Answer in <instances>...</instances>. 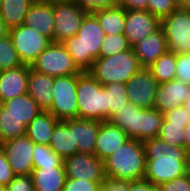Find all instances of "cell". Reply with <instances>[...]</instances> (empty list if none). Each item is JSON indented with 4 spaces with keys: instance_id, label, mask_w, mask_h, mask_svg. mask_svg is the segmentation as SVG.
I'll return each mask as SVG.
<instances>
[{
    "instance_id": "obj_29",
    "label": "cell",
    "mask_w": 190,
    "mask_h": 191,
    "mask_svg": "<svg viewBox=\"0 0 190 191\" xmlns=\"http://www.w3.org/2000/svg\"><path fill=\"white\" fill-rule=\"evenodd\" d=\"M177 54L168 50L147 69L159 84L175 79Z\"/></svg>"
},
{
    "instance_id": "obj_19",
    "label": "cell",
    "mask_w": 190,
    "mask_h": 191,
    "mask_svg": "<svg viewBox=\"0 0 190 191\" xmlns=\"http://www.w3.org/2000/svg\"><path fill=\"white\" fill-rule=\"evenodd\" d=\"M128 140H130L128 134L119 127L109 121L100 122L96 138L95 155L104 161Z\"/></svg>"
},
{
    "instance_id": "obj_39",
    "label": "cell",
    "mask_w": 190,
    "mask_h": 191,
    "mask_svg": "<svg viewBox=\"0 0 190 191\" xmlns=\"http://www.w3.org/2000/svg\"><path fill=\"white\" fill-rule=\"evenodd\" d=\"M160 191H190V172L158 185Z\"/></svg>"
},
{
    "instance_id": "obj_26",
    "label": "cell",
    "mask_w": 190,
    "mask_h": 191,
    "mask_svg": "<svg viewBox=\"0 0 190 191\" xmlns=\"http://www.w3.org/2000/svg\"><path fill=\"white\" fill-rule=\"evenodd\" d=\"M59 120L49 111H42L26 127V135L36 144L49 146L51 135Z\"/></svg>"
},
{
    "instance_id": "obj_31",
    "label": "cell",
    "mask_w": 190,
    "mask_h": 191,
    "mask_svg": "<svg viewBox=\"0 0 190 191\" xmlns=\"http://www.w3.org/2000/svg\"><path fill=\"white\" fill-rule=\"evenodd\" d=\"M64 166L63 159L50 146L34 143L33 168Z\"/></svg>"
},
{
    "instance_id": "obj_15",
    "label": "cell",
    "mask_w": 190,
    "mask_h": 191,
    "mask_svg": "<svg viewBox=\"0 0 190 191\" xmlns=\"http://www.w3.org/2000/svg\"><path fill=\"white\" fill-rule=\"evenodd\" d=\"M161 27V20L148 11L126 10L125 29L123 35L132 47Z\"/></svg>"
},
{
    "instance_id": "obj_25",
    "label": "cell",
    "mask_w": 190,
    "mask_h": 191,
    "mask_svg": "<svg viewBox=\"0 0 190 191\" xmlns=\"http://www.w3.org/2000/svg\"><path fill=\"white\" fill-rule=\"evenodd\" d=\"M99 123L98 120L74 118V144H77L78 153L95 154Z\"/></svg>"
},
{
    "instance_id": "obj_44",
    "label": "cell",
    "mask_w": 190,
    "mask_h": 191,
    "mask_svg": "<svg viewBox=\"0 0 190 191\" xmlns=\"http://www.w3.org/2000/svg\"><path fill=\"white\" fill-rule=\"evenodd\" d=\"M102 188L104 191H129V181L106 178Z\"/></svg>"
},
{
    "instance_id": "obj_1",
    "label": "cell",
    "mask_w": 190,
    "mask_h": 191,
    "mask_svg": "<svg viewBox=\"0 0 190 191\" xmlns=\"http://www.w3.org/2000/svg\"><path fill=\"white\" fill-rule=\"evenodd\" d=\"M146 168L143 179L155 185L171 181L188 172L189 152L184 147H175L159 139L143 141Z\"/></svg>"
},
{
    "instance_id": "obj_46",
    "label": "cell",
    "mask_w": 190,
    "mask_h": 191,
    "mask_svg": "<svg viewBox=\"0 0 190 191\" xmlns=\"http://www.w3.org/2000/svg\"><path fill=\"white\" fill-rule=\"evenodd\" d=\"M129 191H160L158 185L145 179L129 182Z\"/></svg>"
},
{
    "instance_id": "obj_9",
    "label": "cell",
    "mask_w": 190,
    "mask_h": 191,
    "mask_svg": "<svg viewBox=\"0 0 190 191\" xmlns=\"http://www.w3.org/2000/svg\"><path fill=\"white\" fill-rule=\"evenodd\" d=\"M88 13L74 0H54V43L76 35Z\"/></svg>"
},
{
    "instance_id": "obj_20",
    "label": "cell",
    "mask_w": 190,
    "mask_h": 191,
    "mask_svg": "<svg viewBox=\"0 0 190 191\" xmlns=\"http://www.w3.org/2000/svg\"><path fill=\"white\" fill-rule=\"evenodd\" d=\"M29 66L22 65L0 72V103L27 94Z\"/></svg>"
},
{
    "instance_id": "obj_34",
    "label": "cell",
    "mask_w": 190,
    "mask_h": 191,
    "mask_svg": "<svg viewBox=\"0 0 190 191\" xmlns=\"http://www.w3.org/2000/svg\"><path fill=\"white\" fill-rule=\"evenodd\" d=\"M130 47L127 38L123 34H106L100 48L99 58L119 54L128 50Z\"/></svg>"
},
{
    "instance_id": "obj_5",
    "label": "cell",
    "mask_w": 190,
    "mask_h": 191,
    "mask_svg": "<svg viewBox=\"0 0 190 191\" xmlns=\"http://www.w3.org/2000/svg\"><path fill=\"white\" fill-rule=\"evenodd\" d=\"M142 68L130 47L119 54L95 59L88 72L102 85L115 82L126 84Z\"/></svg>"
},
{
    "instance_id": "obj_30",
    "label": "cell",
    "mask_w": 190,
    "mask_h": 191,
    "mask_svg": "<svg viewBox=\"0 0 190 191\" xmlns=\"http://www.w3.org/2000/svg\"><path fill=\"white\" fill-rule=\"evenodd\" d=\"M107 91V121L129 102L126 93V84L108 83L103 85Z\"/></svg>"
},
{
    "instance_id": "obj_32",
    "label": "cell",
    "mask_w": 190,
    "mask_h": 191,
    "mask_svg": "<svg viewBox=\"0 0 190 191\" xmlns=\"http://www.w3.org/2000/svg\"><path fill=\"white\" fill-rule=\"evenodd\" d=\"M26 125L14 116H0V139L5 142L26 135Z\"/></svg>"
},
{
    "instance_id": "obj_24",
    "label": "cell",
    "mask_w": 190,
    "mask_h": 191,
    "mask_svg": "<svg viewBox=\"0 0 190 191\" xmlns=\"http://www.w3.org/2000/svg\"><path fill=\"white\" fill-rule=\"evenodd\" d=\"M31 176L35 191H63L66 179L64 166L33 168Z\"/></svg>"
},
{
    "instance_id": "obj_35",
    "label": "cell",
    "mask_w": 190,
    "mask_h": 191,
    "mask_svg": "<svg viewBox=\"0 0 190 191\" xmlns=\"http://www.w3.org/2000/svg\"><path fill=\"white\" fill-rule=\"evenodd\" d=\"M187 124H171L163 121L158 138L165 143L175 146L184 147V127Z\"/></svg>"
},
{
    "instance_id": "obj_6",
    "label": "cell",
    "mask_w": 190,
    "mask_h": 191,
    "mask_svg": "<svg viewBox=\"0 0 190 191\" xmlns=\"http://www.w3.org/2000/svg\"><path fill=\"white\" fill-rule=\"evenodd\" d=\"M78 118L107 121V91L88 71L77 74Z\"/></svg>"
},
{
    "instance_id": "obj_53",
    "label": "cell",
    "mask_w": 190,
    "mask_h": 191,
    "mask_svg": "<svg viewBox=\"0 0 190 191\" xmlns=\"http://www.w3.org/2000/svg\"><path fill=\"white\" fill-rule=\"evenodd\" d=\"M2 148H3V142L0 139V150H2Z\"/></svg>"
},
{
    "instance_id": "obj_37",
    "label": "cell",
    "mask_w": 190,
    "mask_h": 191,
    "mask_svg": "<svg viewBox=\"0 0 190 191\" xmlns=\"http://www.w3.org/2000/svg\"><path fill=\"white\" fill-rule=\"evenodd\" d=\"M175 79L190 85V53L177 54Z\"/></svg>"
},
{
    "instance_id": "obj_27",
    "label": "cell",
    "mask_w": 190,
    "mask_h": 191,
    "mask_svg": "<svg viewBox=\"0 0 190 191\" xmlns=\"http://www.w3.org/2000/svg\"><path fill=\"white\" fill-rule=\"evenodd\" d=\"M98 20L105 35L123 34L126 10L119 6L101 8L91 12Z\"/></svg>"
},
{
    "instance_id": "obj_38",
    "label": "cell",
    "mask_w": 190,
    "mask_h": 191,
    "mask_svg": "<svg viewBox=\"0 0 190 191\" xmlns=\"http://www.w3.org/2000/svg\"><path fill=\"white\" fill-rule=\"evenodd\" d=\"M103 182H89L81 179L66 178L63 191H98Z\"/></svg>"
},
{
    "instance_id": "obj_42",
    "label": "cell",
    "mask_w": 190,
    "mask_h": 191,
    "mask_svg": "<svg viewBox=\"0 0 190 191\" xmlns=\"http://www.w3.org/2000/svg\"><path fill=\"white\" fill-rule=\"evenodd\" d=\"M164 120L171 124H188L190 115L183 106L173 108L170 111L163 113Z\"/></svg>"
},
{
    "instance_id": "obj_45",
    "label": "cell",
    "mask_w": 190,
    "mask_h": 191,
    "mask_svg": "<svg viewBox=\"0 0 190 191\" xmlns=\"http://www.w3.org/2000/svg\"><path fill=\"white\" fill-rule=\"evenodd\" d=\"M116 6L125 10L147 11V0H116Z\"/></svg>"
},
{
    "instance_id": "obj_8",
    "label": "cell",
    "mask_w": 190,
    "mask_h": 191,
    "mask_svg": "<svg viewBox=\"0 0 190 191\" xmlns=\"http://www.w3.org/2000/svg\"><path fill=\"white\" fill-rule=\"evenodd\" d=\"M77 74L54 77L53 103L48 110L58 120L78 118Z\"/></svg>"
},
{
    "instance_id": "obj_3",
    "label": "cell",
    "mask_w": 190,
    "mask_h": 191,
    "mask_svg": "<svg viewBox=\"0 0 190 191\" xmlns=\"http://www.w3.org/2000/svg\"><path fill=\"white\" fill-rule=\"evenodd\" d=\"M163 121V113L157 109L140 108L130 102L109 119V122L126 132L130 139L142 142L158 137Z\"/></svg>"
},
{
    "instance_id": "obj_2",
    "label": "cell",
    "mask_w": 190,
    "mask_h": 191,
    "mask_svg": "<svg viewBox=\"0 0 190 191\" xmlns=\"http://www.w3.org/2000/svg\"><path fill=\"white\" fill-rule=\"evenodd\" d=\"M104 36V30L97 18L89 12L84 17L77 34L66 39L62 44L66 47L77 66L84 72L88 71L95 59L99 58Z\"/></svg>"
},
{
    "instance_id": "obj_10",
    "label": "cell",
    "mask_w": 190,
    "mask_h": 191,
    "mask_svg": "<svg viewBox=\"0 0 190 191\" xmlns=\"http://www.w3.org/2000/svg\"><path fill=\"white\" fill-rule=\"evenodd\" d=\"M9 37L22 64L28 66L53 43L49 37L23 24L9 29Z\"/></svg>"
},
{
    "instance_id": "obj_51",
    "label": "cell",
    "mask_w": 190,
    "mask_h": 191,
    "mask_svg": "<svg viewBox=\"0 0 190 191\" xmlns=\"http://www.w3.org/2000/svg\"><path fill=\"white\" fill-rule=\"evenodd\" d=\"M188 171L190 172V151H189V155H188Z\"/></svg>"
},
{
    "instance_id": "obj_36",
    "label": "cell",
    "mask_w": 190,
    "mask_h": 191,
    "mask_svg": "<svg viewBox=\"0 0 190 191\" xmlns=\"http://www.w3.org/2000/svg\"><path fill=\"white\" fill-rule=\"evenodd\" d=\"M178 7L177 0H147V11L162 20Z\"/></svg>"
},
{
    "instance_id": "obj_12",
    "label": "cell",
    "mask_w": 190,
    "mask_h": 191,
    "mask_svg": "<svg viewBox=\"0 0 190 191\" xmlns=\"http://www.w3.org/2000/svg\"><path fill=\"white\" fill-rule=\"evenodd\" d=\"M66 178L104 182V161L95 154L76 153L63 160Z\"/></svg>"
},
{
    "instance_id": "obj_50",
    "label": "cell",
    "mask_w": 190,
    "mask_h": 191,
    "mask_svg": "<svg viewBox=\"0 0 190 191\" xmlns=\"http://www.w3.org/2000/svg\"><path fill=\"white\" fill-rule=\"evenodd\" d=\"M183 107L186 109V111L190 115V93H189L188 97L186 98V100L184 101Z\"/></svg>"
},
{
    "instance_id": "obj_14",
    "label": "cell",
    "mask_w": 190,
    "mask_h": 191,
    "mask_svg": "<svg viewBox=\"0 0 190 191\" xmlns=\"http://www.w3.org/2000/svg\"><path fill=\"white\" fill-rule=\"evenodd\" d=\"M2 149L16 175L32 173L34 142L27 135L3 142Z\"/></svg>"
},
{
    "instance_id": "obj_21",
    "label": "cell",
    "mask_w": 190,
    "mask_h": 191,
    "mask_svg": "<svg viewBox=\"0 0 190 191\" xmlns=\"http://www.w3.org/2000/svg\"><path fill=\"white\" fill-rule=\"evenodd\" d=\"M53 83V76L37 72L29 66L27 93L43 111H48L53 103Z\"/></svg>"
},
{
    "instance_id": "obj_40",
    "label": "cell",
    "mask_w": 190,
    "mask_h": 191,
    "mask_svg": "<svg viewBox=\"0 0 190 191\" xmlns=\"http://www.w3.org/2000/svg\"><path fill=\"white\" fill-rule=\"evenodd\" d=\"M6 191H35L31 174L16 175L6 186Z\"/></svg>"
},
{
    "instance_id": "obj_49",
    "label": "cell",
    "mask_w": 190,
    "mask_h": 191,
    "mask_svg": "<svg viewBox=\"0 0 190 191\" xmlns=\"http://www.w3.org/2000/svg\"><path fill=\"white\" fill-rule=\"evenodd\" d=\"M178 7L190 10V0H180Z\"/></svg>"
},
{
    "instance_id": "obj_16",
    "label": "cell",
    "mask_w": 190,
    "mask_h": 191,
    "mask_svg": "<svg viewBox=\"0 0 190 191\" xmlns=\"http://www.w3.org/2000/svg\"><path fill=\"white\" fill-rule=\"evenodd\" d=\"M23 25L36 29L54 42V0H35L25 15Z\"/></svg>"
},
{
    "instance_id": "obj_7",
    "label": "cell",
    "mask_w": 190,
    "mask_h": 191,
    "mask_svg": "<svg viewBox=\"0 0 190 191\" xmlns=\"http://www.w3.org/2000/svg\"><path fill=\"white\" fill-rule=\"evenodd\" d=\"M30 68L53 77L81 74L83 71L62 43H52L30 65Z\"/></svg>"
},
{
    "instance_id": "obj_11",
    "label": "cell",
    "mask_w": 190,
    "mask_h": 191,
    "mask_svg": "<svg viewBox=\"0 0 190 191\" xmlns=\"http://www.w3.org/2000/svg\"><path fill=\"white\" fill-rule=\"evenodd\" d=\"M161 27L170 51L190 53V10L177 7L161 20Z\"/></svg>"
},
{
    "instance_id": "obj_28",
    "label": "cell",
    "mask_w": 190,
    "mask_h": 191,
    "mask_svg": "<svg viewBox=\"0 0 190 191\" xmlns=\"http://www.w3.org/2000/svg\"><path fill=\"white\" fill-rule=\"evenodd\" d=\"M35 0H2L0 17L11 29L23 24L25 15Z\"/></svg>"
},
{
    "instance_id": "obj_4",
    "label": "cell",
    "mask_w": 190,
    "mask_h": 191,
    "mask_svg": "<svg viewBox=\"0 0 190 191\" xmlns=\"http://www.w3.org/2000/svg\"><path fill=\"white\" fill-rule=\"evenodd\" d=\"M146 162L143 142L130 139L104 160L106 178L129 182L141 180L145 174Z\"/></svg>"
},
{
    "instance_id": "obj_41",
    "label": "cell",
    "mask_w": 190,
    "mask_h": 191,
    "mask_svg": "<svg viewBox=\"0 0 190 191\" xmlns=\"http://www.w3.org/2000/svg\"><path fill=\"white\" fill-rule=\"evenodd\" d=\"M12 167L10 166L6 153L4 150H0V185L7 186L14 178Z\"/></svg>"
},
{
    "instance_id": "obj_13",
    "label": "cell",
    "mask_w": 190,
    "mask_h": 191,
    "mask_svg": "<svg viewBox=\"0 0 190 191\" xmlns=\"http://www.w3.org/2000/svg\"><path fill=\"white\" fill-rule=\"evenodd\" d=\"M159 83L147 68H142L126 82L128 101L145 109L154 107Z\"/></svg>"
},
{
    "instance_id": "obj_52",
    "label": "cell",
    "mask_w": 190,
    "mask_h": 191,
    "mask_svg": "<svg viewBox=\"0 0 190 191\" xmlns=\"http://www.w3.org/2000/svg\"><path fill=\"white\" fill-rule=\"evenodd\" d=\"M0 191H6V186L0 185Z\"/></svg>"
},
{
    "instance_id": "obj_17",
    "label": "cell",
    "mask_w": 190,
    "mask_h": 191,
    "mask_svg": "<svg viewBox=\"0 0 190 191\" xmlns=\"http://www.w3.org/2000/svg\"><path fill=\"white\" fill-rule=\"evenodd\" d=\"M190 93V85L174 79L159 84L154 107L161 113L183 106L184 101Z\"/></svg>"
},
{
    "instance_id": "obj_47",
    "label": "cell",
    "mask_w": 190,
    "mask_h": 191,
    "mask_svg": "<svg viewBox=\"0 0 190 191\" xmlns=\"http://www.w3.org/2000/svg\"><path fill=\"white\" fill-rule=\"evenodd\" d=\"M184 148L189 152L190 151V121L184 127Z\"/></svg>"
},
{
    "instance_id": "obj_23",
    "label": "cell",
    "mask_w": 190,
    "mask_h": 191,
    "mask_svg": "<svg viewBox=\"0 0 190 191\" xmlns=\"http://www.w3.org/2000/svg\"><path fill=\"white\" fill-rule=\"evenodd\" d=\"M42 111L28 93L0 103V116H14L26 126Z\"/></svg>"
},
{
    "instance_id": "obj_33",
    "label": "cell",
    "mask_w": 190,
    "mask_h": 191,
    "mask_svg": "<svg viewBox=\"0 0 190 191\" xmlns=\"http://www.w3.org/2000/svg\"><path fill=\"white\" fill-rule=\"evenodd\" d=\"M9 36L0 39V72L22 66Z\"/></svg>"
},
{
    "instance_id": "obj_22",
    "label": "cell",
    "mask_w": 190,
    "mask_h": 191,
    "mask_svg": "<svg viewBox=\"0 0 190 191\" xmlns=\"http://www.w3.org/2000/svg\"><path fill=\"white\" fill-rule=\"evenodd\" d=\"M49 146L63 160L78 153L77 144H74V118L56 123Z\"/></svg>"
},
{
    "instance_id": "obj_43",
    "label": "cell",
    "mask_w": 190,
    "mask_h": 191,
    "mask_svg": "<svg viewBox=\"0 0 190 191\" xmlns=\"http://www.w3.org/2000/svg\"><path fill=\"white\" fill-rule=\"evenodd\" d=\"M82 9L92 12L101 8L116 6V0H74Z\"/></svg>"
},
{
    "instance_id": "obj_18",
    "label": "cell",
    "mask_w": 190,
    "mask_h": 191,
    "mask_svg": "<svg viewBox=\"0 0 190 191\" xmlns=\"http://www.w3.org/2000/svg\"><path fill=\"white\" fill-rule=\"evenodd\" d=\"M134 54L143 68L149 67L169 50L162 27L132 46Z\"/></svg>"
},
{
    "instance_id": "obj_48",
    "label": "cell",
    "mask_w": 190,
    "mask_h": 191,
    "mask_svg": "<svg viewBox=\"0 0 190 191\" xmlns=\"http://www.w3.org/2000/svg\"><path fill=\"white\" fill-rule=\"evenodd\" d=\"M9 36V28L6 26L5 22L0 17V39Z\"/></svg>"
}]
</instances>
